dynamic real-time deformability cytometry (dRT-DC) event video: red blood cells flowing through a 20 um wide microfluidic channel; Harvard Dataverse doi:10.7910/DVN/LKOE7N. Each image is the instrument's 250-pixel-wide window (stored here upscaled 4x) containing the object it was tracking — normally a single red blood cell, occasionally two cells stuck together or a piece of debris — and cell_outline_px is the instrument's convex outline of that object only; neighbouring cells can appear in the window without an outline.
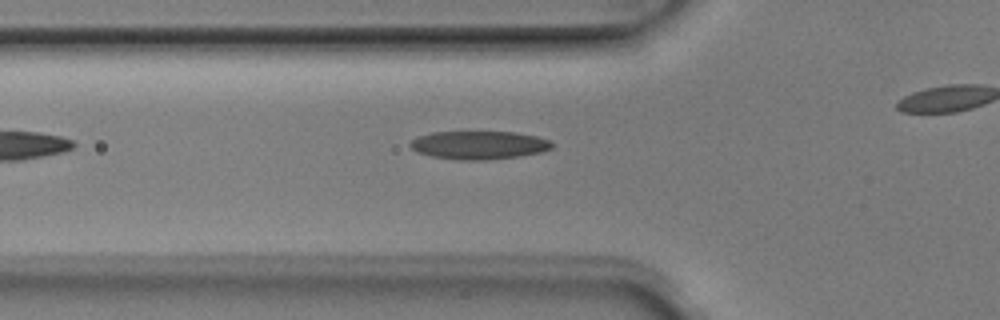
{"species": "Egyptian fruit bat (a non-hibernating species)", "species_latin": "Rousettus aegyptiacus", "temperature_condition": "room temperature", "stored_images_in_passage": 6, "segment_of_instrument_passage": [1, 2], "camera_frame_rate_fps": 3000, "um_per_image_px": 0.085, "animal": {"sex": "male"}, "frame": {"image": 1, "passage_image": 5, "time_ms": 1.333, "image_size_px": [1000, 320], "cell_outline_px": [[552, 148], [540, 152], [516, 156], [484, 160], [460, 160], [432, 156], [416, 152], [408, 144], [412, 140], [420, 136], [432, 132], [516, 132], [536, 136], [548, 140], [552, 144]], "centroid_in_image_um": [40.68, 12.33], "position_along_channel_um": 85.1, "area_um2": 23.06}}